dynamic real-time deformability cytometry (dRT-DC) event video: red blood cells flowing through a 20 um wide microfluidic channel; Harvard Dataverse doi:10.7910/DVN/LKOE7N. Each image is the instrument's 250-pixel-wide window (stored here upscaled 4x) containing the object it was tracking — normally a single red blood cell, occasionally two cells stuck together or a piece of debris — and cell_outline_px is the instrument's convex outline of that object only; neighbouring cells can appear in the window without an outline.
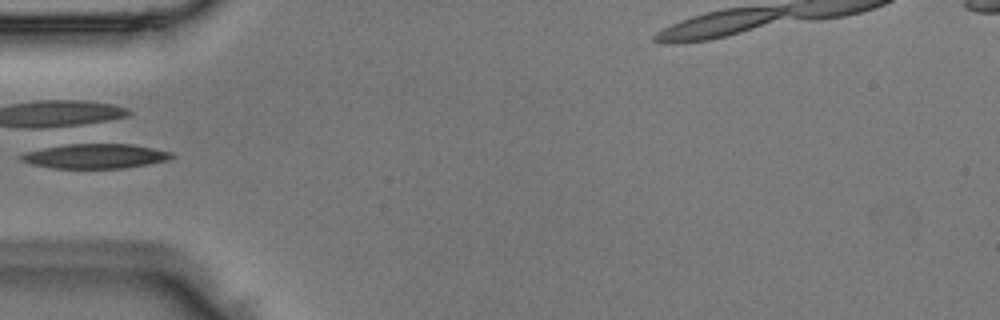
{"species": "Egyptian fruit bat (a non-hibernating species)", "species_latin": "Rousettus aegyptiacus", "temperature_condition": "room temperature", "stored_images_in_passage": 1, "camera_frame_rate_fps": 3000, "um_per_image_px": 0.085, "animal": {"sex": "male"}, "frame": {"image": 1, "passage_image": 1, "time_ms": 0.0, "image_size_px": [1000, 320], "cell_outline_px": [[176, 156], [164, 160], [148, 164], [124, 168], [52, 168], [32, 164], [20, 160], [16, 156], [24, 152], [76, 140], [80, 140], [132, 144], [172, 152]], "centroid_in_image_um": [8.0, 13.21], "position_along_channel_um": 77.0, "area_um2": 22.83}}